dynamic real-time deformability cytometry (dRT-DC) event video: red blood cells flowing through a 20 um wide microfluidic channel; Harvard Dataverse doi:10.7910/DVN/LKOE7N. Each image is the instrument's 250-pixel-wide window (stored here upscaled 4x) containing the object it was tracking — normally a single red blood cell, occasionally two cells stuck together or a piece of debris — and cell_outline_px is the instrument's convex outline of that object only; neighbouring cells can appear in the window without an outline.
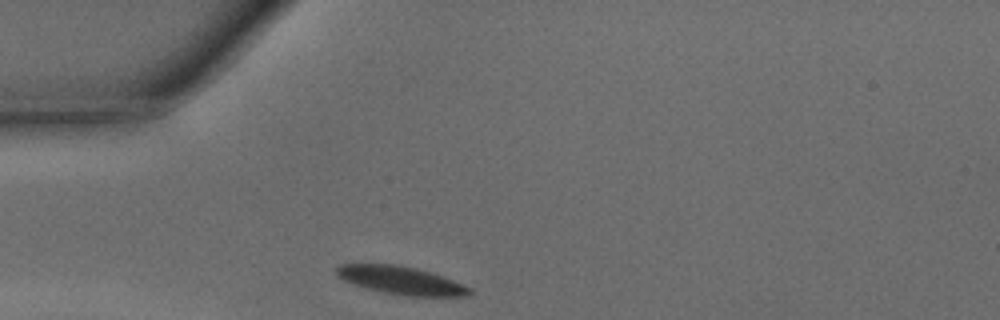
{"species": "common noctule bat (a hibernating species)", "species_latin": "Nyctalus noctula", "temperature_condition": "warm", "stored_images_in_passage": 25, "camera_frame_rate_fps": 3000, "um_per_image_px": 0.085, "animal": {"sex": "male", "body_mass_g": 15.6}, "frame": {"image": 1, "passage_image": 1, "time_ms": 0.0, "image_size_px": [1000, 320], "cell_outline_px": [[472, 292], [468, 296], [408, 296], [384, 292], [352, 284], [336, 276], [336, 268], [340, 264], [400, 264], [416, 268], [452, 280], [472, 288]], "centroid_in_image_um": [34.06, 23.82], "position_along_channel_um": 50.9, "area_um2": 21.56}}
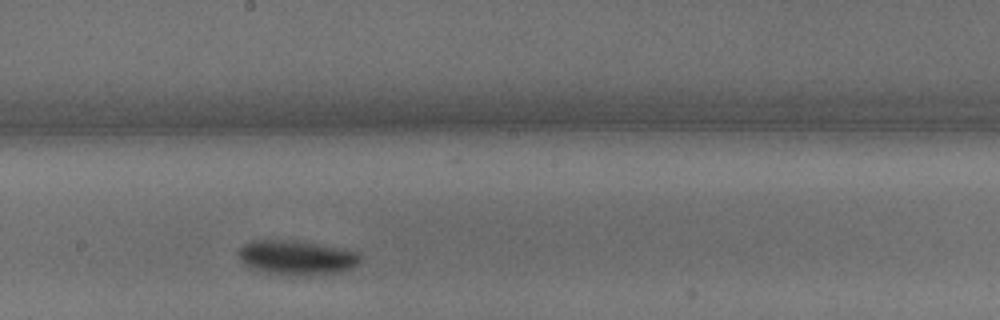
{"frame": {"image": 2, "passage_image": 14, "time_ms": 4.333, "image_size_px": [1000, 320], "cell_outline_px": [[360, 260], [352, 268], [340, 272], [320, 276], [292, 276], [268, 272], [248, 268], [240, 260], [236, 252], [244, 244], [252, 240], [292, 240], [344, 248], [356, 252], [360, 256]], "centroid_in_image_um": [25.19, 21.91], "position_along_channel_um": 223.0, "area_um2": 24.91}}
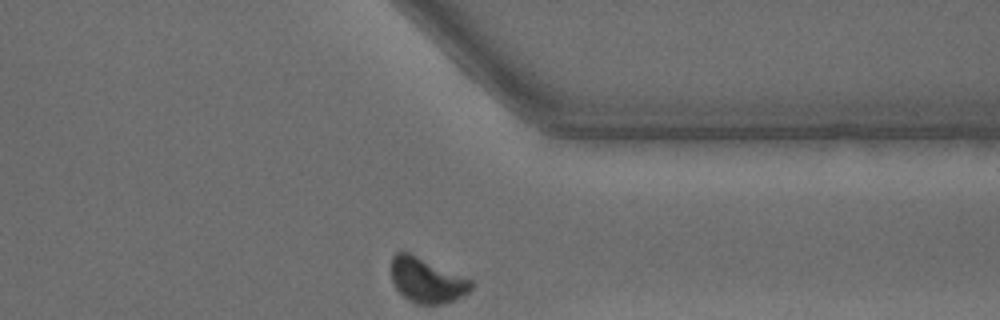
{"frame": {"image": 3, "passage_image": 25, "time_ms": 8.0, "image_size_px": [1000, 320], "cell_outline_px": [[476, 284], [468, 292], [444, 304], [416, 304], [408, 300], [396, 288], [392, 280], [392, 256], [396, 252], [408, 252], [472, 280]], "centroid_in_image_um": [36.28, 23.83], "position_along_channel_um": 375.1, "area_um2": 20.63}, "authors_computed_cell_mechanics": {"area_um2": 23.12, "velocity_mm_per_s": 4.2364, "shape_relaxation_time_tau1_ms": 2.0069, "shape_relaxation_time_tau2_ms": 8.0717, "deformation_change_tau1": 0.1017, "deformation_change_tau2": 0.113}}